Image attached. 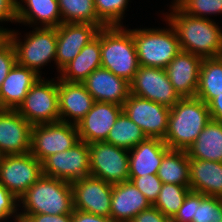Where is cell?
<instances>
[{
	"label": "cell",
	"instance_id": "cell-9",
	"mask_svg": "<svg viewBox=\"0 0 222 222\" xmlns=\"http://www.w3.org/2000/svg\"><path fill=\"white\" fill-rule=\"evenodd\" d=\"M80 142L76 125L65 122L32 126L30 153L41 163L50 155L71 149Z\"/></svg>",
	"mask_w": 222,
	"mask_h": 222
},
{
	"label": "cell",
	"instance_id": "cell-15",
	"mask_svg": "<svg viewBox=\"0 0 222 222\" xmlns=\"http://www.w3.org/2000/svg\"><path fill=\"white\" fill-rule=\"evenodd\" d=\"M99 30L98 25L87 23H62L56 27V70L58 73L97 36Z\"/></svg>",
	"mask_w": 222,
	"mask_h": 222
},
{
	"label": "cell",
	"instance_id": "cell-34",
	"mask_svg": "<svg viewBox=\"0 0 222 222\" xmlns=\"http://www.w3.org/2000/svg\"><path fill=\"white\" fill-rule=\"evenodd\" d=\"M130 0H94L98 19L105 26H123L125 12ZM126 10V11H125Z\"/></svg>",
	"mask_w": 222,
	"mask_h": 222
},
{
	"label": "cell",
	"instance_id": "cell-13",
	"mask_svg": "<svg viewBox=\"0 0 222 222\" xmlns=\"http://www.w3.org/2000/svg\"><path fill=\"white\" fill-rule=\"evenodd\" d=\"M123 111L146 137L164 139L168 129L169 107L129 94Z\"/></svg>",
	"mask_w": 222,
	"mask_h": 222
},
{
	"label": "cell",
	"instance_id": "cell-18",
	"mask_svg": "<svg viewBox=\"0 0 222 222\" xmlns=\"http://www.w3.org/2000/svg\"><path fill=\"white\" fill-rule=\"evenodd\" d=\"M202 60L200 56L181 50L166 66L168 79L180 98L196 96Z\"/></svg>",
	"mask_w": 222,
	"mask_h": 222
},
{
	"label": "cell",
	"instance_id": "cell-22",
	"mask_svg": "<svg viewBox=\"0 0 222 222\" xmlns=\"http://www.w3.org/2000/svg\"><path fill=\"white\" fill-rule=\"evenodd\" d=\"M172 222H222V198L190 190Z\"/></svg>",
	"mask_w": 222,
	"mask_h": 222
},
{
	"label": "cell",
	"instance_id": "cell-5",
	"mask_svg": "<svg viewBox=\"0 0 222 222\" xmlns=\"http://www.w3.org/2000/svg\"><path fill=\"white\" fill-rule=\"evenodd\" d=\"M29 33L20 38L17 30H9L6 36L13 44L16 63L34 70L42 76L43 67L54 61L56 64L57 33L56 27H33Z\"/></svg>",
	"mask_w": 222,
	"mask_h": 222
},
{
	"label": "cell",
	"instance_id": "cell-36",
	"mask_svg": "<svg viewBox=\"0 0 222 222\" xmlns=\"http://www.w3.org/2000/svg\"><path fill=\"white\" fill-rule=\"evenodd\" d=\"M129 180L144 194L151 205L155 203L163 185L157 174L129 176Z\"/></svg>",
	"mask_w": 222,
	"mask_h": 222
},
{
	"label": "cell",
	"instance_id": "cell-14",
	"mask_svg": "<svg viewBox=\"0 0 222 222\" xmlns=\"http://www.w3.org/2000/svg\"><path fill=\"white\" fill-rule=\"evenodd\" d=\"M71 185L73 209L110 217L113 184L89 175L72 182Z\"/></svg>",
	"mask_w": 222,
	"mask_h": 222
},
{
	"label": "cell",
	"instance_id": "cell-42",
	"mask_svg": "<svg viewBox=\"0 0 222 222\" xmlns=\"http://www.w3.org/2000/svg\"><path fill=\"white\" fill-rule=\"evenodd\" d=\"M72 222H114L110 217L94 215L77 209L72 211Z\"/></svg>",
	"mask_w": 222,
	"mask_h": 222
},
{
	"label": "cell",
	"instance_id": "cell-39",
	"mask_svg": "<svg viewBox=\"0 0 222 222\" xmlns=\"http://www.w3.org/2000/svg\"><path fill=\"white\" fill-rule=\"evenodd\" d=\"M17 0H0V22H11L16 23L17 19ZM6 32L9 28H4L0 26Z\"/></svg>",
	"mask_w": 222,
	"mask_h": 222
},
{
	"label": "cell",
	"instance_id": "cell-6",
	"mask_svg": "<svg viewBox=\"0 0 222 222\" xmlns=\"http://www.w3.org/2000/svg\"><path fill=\"white\" fill-rule=\"evenodd\" d=\"M166 28L131 29L139 66L165 69L181 51L174 27L165 18Z\"/></svg>",
	"mask_w": 222,
	"mask_h": 222
},
{
	"label": "cell",
	"instance_id": "cell-1",
	"mask_svg": "<svg viewBox=\"0 0 222 222\" xmlns=\"http://www.w3.org/2000/svg\"><path fill=\"white\" fill-rule=\"evenodd\" d=\"M162 13L174 27L180 48L202 58L222 56V30L213 19L192 17L184 13L173 1Z\"/></svg>",
	"mask_w": 222,
	"mask_h": 222
},
{
	"label": "cell",
	"instance_id": "cell-33",
	"mask_svg": "<svg viewBox=\"0 0 222 222\" xmlns=\"http://www.w3.org/2000/svg\"><path fill=\"white\" fill-rule=\"evenodd\" d=\"M190 186L164 183L153 207L159 209L165 216L173 218L182 206Z\"/></svg>",
	"mask_w": 222,
	"mask_h": 222
},
{
	"label": "cell",
	"instance_id": "cell-41",
	"mask_svg": "<svg viewBox=\"0 0 222 222\" xmlns=\"http://www.w3.org/2000/svg\"><path fill=\"white\" fill-rule=\"evenodd\" d=\"M22 222H72V214H31L28 215Z\"/></svg>",
	"mask_w": 222,
	"mask_h": 222
},
{
	"label": "cell",
	"instance_id": "cell-7",
	"mask_svg": "<svg viewBox=\"0 0 222 222\" xmlns=\"http://www.w3.org/2000/svg\"><path fill=\"white\" fill-rule=\"evenodd\" d=\"M16 111L32 125L60 121L58 76L49 80L40 76Z\"/></svg>",
	"mask_w": 222,
	"mask_h": 222
},
{
	"label": "cell",
	"instance_id": "cell-30",
	"mask_svg": "<svg viewBox=\"0 0 222 222\" xmlns=\"http://www.w3.org/2000/svg\"><path fill=\"white\" fill-rule=\"evenodd\" d=\"M220 94H222V56L203 58L195 97L208 104Z\"/></svg>",
	"mask_w": 222,
	"mask_h": 222
},
{
	"label": "cell",
	"instance_id": "cell-19",
	"mask_svg": "<svg viewBox=\"0 0 222 222\" xmlns=\"http://www.w3.org/2000/svg\"><path fill=\"white\" fill-rule=\"evenodd\" d=\"M60 121L76 125L92 108L94 99L80 82H67L58 77Z\"/></svg>",
	"mask_w": 222,
	"mask_h": 222
},
{
	"label": "cell",
	"instance_id": "cell-24",
	"mask_svg": "<svg viewBox=\"0 0 222 222\" xmlns=\"http://www.w3.org/2000/svg\"><path fill=\"white\" fill-rule=\"evenodd\" d=\"M169 147L162 139L149 138L129 150V176L157 174Z\"/></svg>",
	"mask_w": 222,
	"mask_h": 222
},
{
	"label": "cell",
	"instance_id": "cell-35",
	"mask_svg": "<svg viewBox=\"0 0 222 222\" xmlns=\"http://www.w3.org/2000/svg\"><path fill=\"white\" fill-rule=\"evenodd\" d=\"M184 13L192 17L211 19L222 14V0H172ZM217 14V15H215Z\"/></svg>",
	"mask_w": 222,
	"mask_h": 222
},
{
	"label": "cell",
	"instance_id": "cell-44",
	"mask_svg": "<svg viewBox=\"0 0 222 222\" xmlns=\"http://www.w3.org/2000/svg\"><path fill=\"white\" fill-rule=\"evenodd\" d=\"M6 36V31L0 27V41Z\"/></svg>",
	"mask_w": 222,
	"mask_h": 222
},
{
	"label": "cell",
	"instance_id": "cell-16",
	"mask_svg": "<svg viewBox=\"0 0 222 222\" xmlns=\"http://www.w3.org/2000/svg\"><path fill=\"white\" fill-rule=\"evenodd\" d=\"M32 126L16 110L0 109V155L29 153Z\"/></svg>",
	"mask_w": 222,
	"mask_h": 222
},
{
	"label": "cell",
	"instance_id": "cell-2",
	"mask_svg": "<svg viewBox=\"0 0 222 222\" xmlns=\"http://www.w3.org/2000/svg\"><path fill=\"white\" fill-rule=\"evenodd\" d=\"M19 208V222L31 214H72V185L67 181L42 175L19 199Z\"/></svg>",
	"mask_w": 222,
	"mask_h": 222
},
{
	"label": "cell",
	"instance_id": "cell-20",
	"mask_svg": "<svg viewBox=\"0 0 222 222\" xmlns=\"http://www.w3.org/2000/svg\"><path fill=\"white\" fill-rule=\"evenodd\" d=\"M82 83L97 102L123 106L130 94V83L103 67L94 70Z\"/></svg>",
	"mask_w": 222,
	"mask_h": 222
},
{
	"label": "cell",
	"instance_id": "cell-26",
	"mask_svg": "<svg viewBox=\"0 0 222 222\" xmlns=\"http://www.w3.org/2000/svg\"><path fill=\"white\" fill-rule=\"evenodd\" d=\"M190 189L222 198V162L189 158Z\"/></svg>",
	"mask_w": 222,
	"mask_h": 222
},
{
	"label": "cell",
	"instance_id": "cell-12",
	"mask_svg": "<svg viewBox=\"0 0 222 222\" xmlns=\"http://www.w3.org/2000/svg\"><path fill=\"white\" fill-rule=\"evenodd\" d=\"M130 94L172 108L181 98L175 92L165 69L139 66L130 83Z\"/></svg>",
	"mask_w": 222,
	"mask_h": 222
},
{
	"label": "cell",
	"instance_id": "cell-37",
	"mask_svg": "<svg viewBox=\"0 0 222 222\" xmlns=\"http://www.w3.org/2000/svg\"><path fill=\"white\" fill-rule=\"evenodd\" d=\"M19 199L6 187L0 185V222H7L13 217L14 222H19Z\"/></svg>",
	"mask_w": 222,
	"mask_h": 222
},
{
	"label": "cell",
	"instance_id": "cell-32",
	"mask_svg": "<svg viewBox=\"0 0 222 222\" xmlns=\"http://www.w3.org/2000/svg\"><path fill=\"white\" fill-rule=\"evenodd\" d=\"M62 23L105 25L98 19L94 0H58Z\"/></svg>",
	"mask_w": 222,
	"mask_h": 222
},
{
	"label": "cell",
	"instance_id": "cell-17",
	"mask_svg": "<svg viewBox=\"0 0 222 222\" xmlns=\"http://www.w3.org/2000/svg\"><path fill=\"white\" fill-rule=\"evenodd\" d=\"M122 111L123 106L95 101L88 113L76 124L80 141L87 144L105 141Z\"/></svg>",
	"mask_w": 222,
	"mask_h": 222
},
{
	"label": "cell",
	"instance_id": "cell-21",
	"mask_svg": "<svg viewBox=\"0 0 222 222\" xmlns=\"http://www.w3.org/2000/svg\"><path fill=\"white\" fill-rule=\"evenodd\" d=\"M151 206L130 180L113 184L110 218L114 222H130L137 214Z\"/></svg>",
	"mask_w": 222,
	"mask_h": 222
},
{
	"label": "cell",
	"instance_id": "cell-3",
	"mask_svg": "<svg viewBox=\"0 0 222 222\" xmlns=\"http://www.w3.org/2000/svg\"><path fill=\"white\" fill-rule=\"evenodd\" d=\"M210 120L208 104L197 97L181 98L170 108L163 141L169 149L187 151Z\"/></svg>",
	"mask_w": 222,
	"mask_h": 222
},
{
	"label": "cell",
	"instance_id": "cell-23",
	"mask_svg": "<svg viewBox=\"0 0 222 222\" xmlns=\"http://www.w3.org/2000/svg\"><path fill=\"white\" fill-rule=\"evenodd\" d=\"M39 78L34 70L16 63L2 82L0 109L16 110Z\"/></svg>",
	"mask_w": 222,
	"mask_h": 222
},
{
	"label": "cell",
	"instance_id": "cell-27",
	"mask_svg": "<svg viewBox=\"0 0 222 222\" xmlns=\"http://www.w3.org/2000/svg\"><path fill=\"white\" fill-rule=\"evenodd\" d=\"M101 67L100 30L80 53L69 62L58 77L67 82L82 83L94 70Z\"/></svg>",
	"mask_w": 222,
	"mask_h": 222
},
{
	"label": "cell",
	"instance_id": "cell-11",
	"mask_svg": "<svg viewBox=\"0 0 222 222\" xmlns=\"http://www.w3.org/2000/svg\"><path fill=\"white\" fill-rule=\"evenodd\" d=\"M43 175L72 183L90 175L89 144L80 141L71 149L50 155L42 162Z\"/></svg>",
	"mask_w": 222,
	"mask_h": 222
},
{
	"label": "cell",
	"instance_id": "cell-29",
	"mask_svg": "<svg viewBox=\"0 0 222 222\" xmlns=\"http://www.w3.org/2000/svg\"><path fill=\"white\" fill-rule=\"evenodd\" d=\"M161 182L190 186L189 156L186 150L169 149L157 173Z\"/></svg>",
	"mask_w": 222,
	"mask_h": 222
},
{
	"label": "cell",
	"instance_id": "cell-10",
	"mask_svg": "<svg viewBox=\"0 0 222 222\" xmlns=\"http://www.w3.org/2000/svg\"><path fill=\"white\" fill-rule=\"evenodd\" d=\"M90 175L111 184L129 181V150L106 142L89 144Z\"/></svg>",
	"mask_w": 222,
	"mask_h": 222
},
{
	"label": "cell",
	"instance_id": "cell-8",
	"mask_svg": "<svg viewBox=\"0 0 222 222\" xmlns=\"http://www.w3.org/2000/svg\"><path fill=\"white\" fill-rule=\"evenodd\" d=\"M43 175L42 163L30 152L0 156V185L17 199Z\"/></svg>",
	"mask_w": 222,
	"mask_h": 222
},
{
	"label": "cell",
	"instance_id": "cell-4",
	"mask_svg": "<svg viewBox=\"0 0 222 222\" xmlns=\"http://www.w3.org/2000/svg\"><path fill=\"white\" fill-rule=\"evenodd\" d=\"M125 26L100 28L101 67L131 83L139 62L131 29Z\"/></svg>",
	"mask_w": 222,
	"mask_h": 222
},
{
	"label": "cell",
	"instance_id": "cell-43",
	"mask_svg": "<svg viewBox=\"0 0 222 222\" xmlns=\"http://www.w3.org/2000/svg\"><path fill=\"white\" fill-rule=\"evenodd\" d=\"M208 109L211 119L222 123V94L213 98L208 103Z\"/></svg>",
	"mask_w": 222,
	"mask_h": 222
},
{
	"label": "cell",
	"instance_id": "cell-25",
	"mask_svg": "<svg viewBox=\"0 0 222 222\" xmlns=\"http://www.w3.org/2000/svg\"><path fill=\"white\" fill-rule=\"evenodd\" d=\"M16 3V23L31 25L32 28L34 25L58 27L62 24L58 0H17Z\"/></svg>",
	"mask_w": 222,
	"mask_h": 222
},
{
	"label": "cell",
	"instance_id": "cell-28",
	"mask_svg": "<svg viewBox=\"0 0 222 222\" xmlns=\"http://www.w3.org/2000/svg\"><path fill=\"white\" fill-rule=\"evenodd\" d=\"M187 153L192 159L222 162V123L211 119Z\"/></svg>",
	"mask_w": 222,
	"mask_h": 222
},
{
	"label": "cell",
	"instance_id": "cell-38",
	"mask_svg": "<svg viewBox=\"0 0 222 222\" xmlns=\"http://www.w3.org/2000/svg\"><path fill=\"white\" fill-rule=\"evenodd\" d=\"M16 64L13 44L7 36L0 41V88L9 71Z\"/></svg>",
	"mask_w": 222,
	"mask_h": 222
},
{
	"label": "cell",
	"instance_id": "cell-31",
	"mask_svg": "<svg viewBox=\"0 0 222 222\" xmlns=\"http://www.w3.org/2000/svg\"><path fill=\"white\" fill-rule=\"evenodd\" d=\"M146 138L142 129L122 111L104 142L131 150Z\"/></svg>",
	"mask_w": 222,
	"mask_h": 222
},
{
	"label": "cell",
	"instance_id": "cell-40",
	"mask_svg": "<svg viewBox=\"0 0 222 222\" xmlns=\"http://www.w3.org/2000/svg\"><path fill=\"white\" fill-rule=\"evenodd\" d=\"M130 222H172L171 218L165 216L159 209L151 206L137 214Z\"/></svg>",
	"mask_w": 222,
	"mask_h": 222
}]
</instances>
